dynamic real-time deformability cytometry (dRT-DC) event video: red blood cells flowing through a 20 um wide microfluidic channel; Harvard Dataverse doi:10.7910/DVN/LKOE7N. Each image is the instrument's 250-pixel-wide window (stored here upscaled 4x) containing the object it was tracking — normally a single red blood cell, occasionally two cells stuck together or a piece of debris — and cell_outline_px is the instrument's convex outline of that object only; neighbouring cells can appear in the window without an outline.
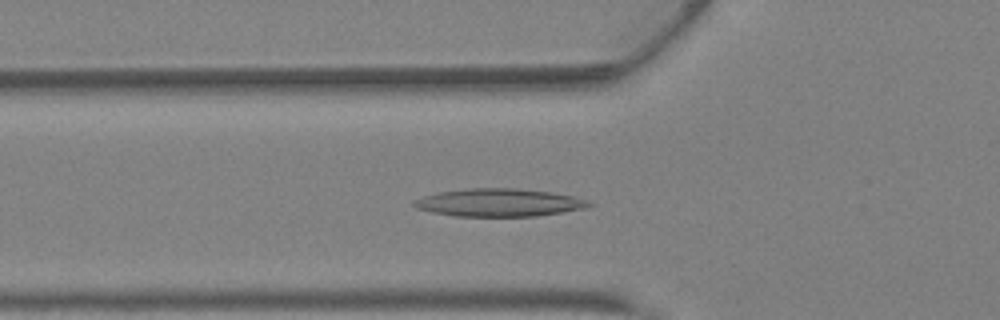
{"species": "Egyptian fruit bat (a non-hibernating species)", "species_latin": "Rousettus aegyptiacus", "temperature_condition": "warm", "stored_images_in_passage": 36, "camera_frame_rate_fps": 3000, "um_per_image_px": 0.085, "animal": {"sex": "female"}, "frame": {"image": 1, "passage_image": 9, "time_ms": 2.667, "image_size_px": [1000, 320], "cell_outline_px": [[596, 204], [584, 208], [536, 216], [456, 216], [432, 212], [416, 208], [412, 204], [416, 200], [424, 196], [436, 192], [468, 188], [516, 188], [552, 192], [572, 196], [588, 200]], "centroid_in_image_um": [42.42, 17.21], "position_along_channel_um": 83.4, "area_um2": 28.32}}
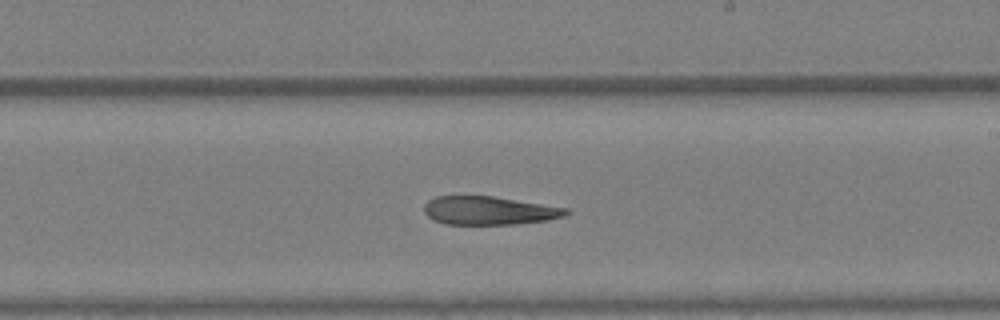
{"frame": {"image": 2, "passage_image": 19, "time_ms": 6.0, "image_size_px": [1000, 320], "cell_outline_px": [[572, 212], [564, 216], [548, 220], [516, 224], [444, 224], [432, 220], [424, 212], [424, 204], [428, 200], [436, 196], [492, 196], [568, 208]], "centroid_in_image_um": [41.56, 17.9], "position_along_channel_um": 247.4, "area_um2": 23.58}}
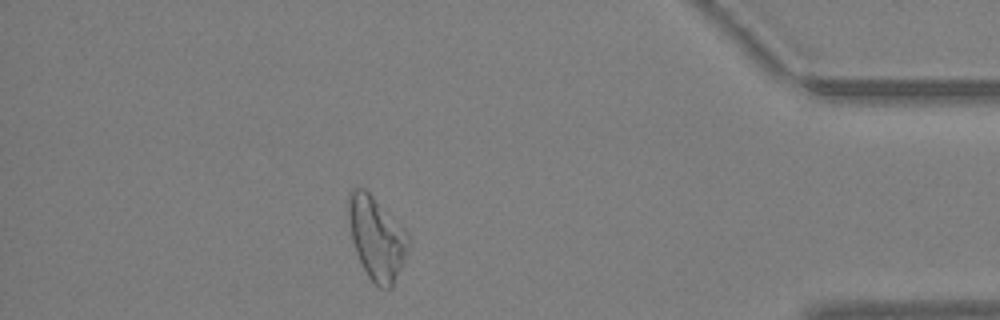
{"frame": {"image": 3, "passage_image": 31, "time_ms": 10.0, "image_size_px": [1000, 320], "cell_outline_px": [[412, 240], [404, 260], [392, 288], [380, 288], [368, 276], [356, 252], [352, 240], [348, 216], [348, 192], [352, 188], [364, 188], [404, 228]], "centroid_in_image_um": [32.02, 20.23], "position_along_channel_um": 403.2, "area_um2": 28.78}}